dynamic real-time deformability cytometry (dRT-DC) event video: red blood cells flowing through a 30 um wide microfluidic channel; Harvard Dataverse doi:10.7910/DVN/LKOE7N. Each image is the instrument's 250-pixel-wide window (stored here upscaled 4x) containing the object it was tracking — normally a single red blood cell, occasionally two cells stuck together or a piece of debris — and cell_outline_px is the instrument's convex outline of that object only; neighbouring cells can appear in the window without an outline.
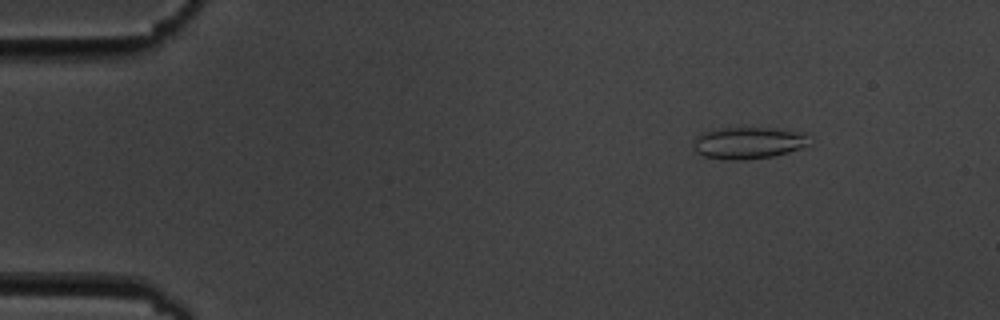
{"species": "common noctule bat (a hibernating species)", "species_latin": "Nyctalus noctula", "temperature_condition": "cold", "stored_images_in_passage": 6, "camera_frame_rate_fps": 3000, "um_per_image_px": 0.085, "animal": {"sex": "male", "body_mass_g": 19.5, "forearm_length_mm": 54.6}, "frame": {"image": 1, "passage_image": 2, "time_ms": 1.0, "image_size_px": [1000, 320], "cell_outline_px": [[808, 144], [800, 148], [788, 152], [772, 156], [744, 160], [728, 160], [704, 156], [696, 152], [692, 148], [692, 144], [700, 132], [720, 128], [768, 128], [800, 132], [808, 136]], "centroid_in_image_um": [63.53, 12.15], "position_along_channel_um": 21.5, "area_um2": 21.39}}